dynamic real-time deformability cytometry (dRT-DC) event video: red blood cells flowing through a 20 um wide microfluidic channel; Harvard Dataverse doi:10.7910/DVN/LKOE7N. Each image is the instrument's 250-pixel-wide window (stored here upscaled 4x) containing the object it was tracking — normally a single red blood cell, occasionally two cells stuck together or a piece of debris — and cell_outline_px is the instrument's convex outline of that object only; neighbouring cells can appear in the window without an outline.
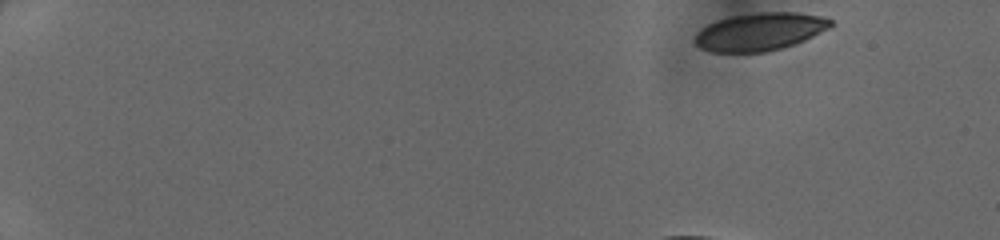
{"species": "human", "species_latin": "Homo sapiens", "temperature_condition": "cold", "stored_images_in_passage": 39, "camera_frame_rate_fps": 3000, "um_per_image_px": 0.085, "donor": {"sex": "female"}, "frame": {"image": 1, "passage_image": 1, "time_ms": 0.0, "image_size_px": [1000, 240], "cell_outline_px": [[832, 24], [828, 28], [796, 44], [768, 52], [712, 52], [700, 48], [692, 40], [696, 32], [700, 28], [716, 20], [732, 16], [756, 12], [800, 12], [820, 16], [832, 20]], "centroid_in_image_um": [64.54, 2.69], "position_along_channel_um": 20.5, "area_um2": 30.11}}